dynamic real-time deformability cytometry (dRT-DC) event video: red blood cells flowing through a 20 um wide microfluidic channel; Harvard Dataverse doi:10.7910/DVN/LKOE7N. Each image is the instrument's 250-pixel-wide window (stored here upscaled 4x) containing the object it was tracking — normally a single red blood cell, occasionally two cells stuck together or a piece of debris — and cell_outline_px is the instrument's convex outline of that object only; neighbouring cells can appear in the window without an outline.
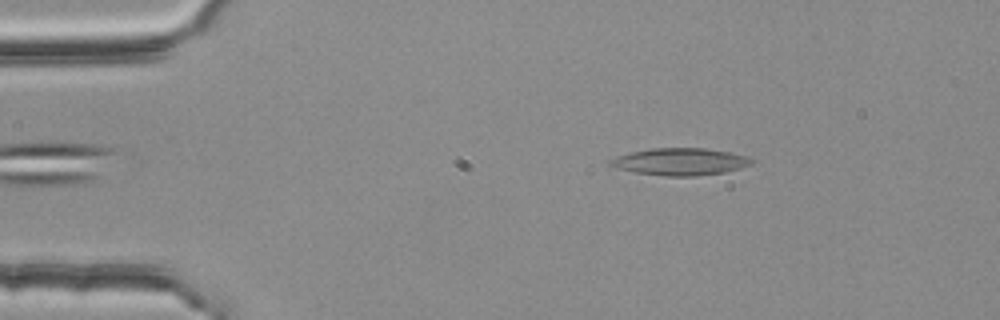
{"species": "common noctule bat (a hibernating species)", "species_latin": "Nyctalus noctula", "temperature_condition": "room temperature", "stored_images_in_passage": 53, "camera_frame_rate_fps": 3000, "um_per_image_px": 0.085, "animal": {"sex": "female", "body_mass_g": 25.1}, "frame": {"image": 1, "passage_image": 6, "time_ms": 1.667, "image_size_px": [1000, 320], "cell_outline_px": [[756, 160], [752, 164], [740, 168], [724, 172], [696, 176], [664, 176], [636, 172], [616, 168], [608, 164], [608, 160], [616, 156], [632, 152], [652, 148], [704, 148], [732, 152]], "centroid_in_image_um": [57.82, 13.74], "position_along_channel_um": 27.2, "area_um2": 22.37}}
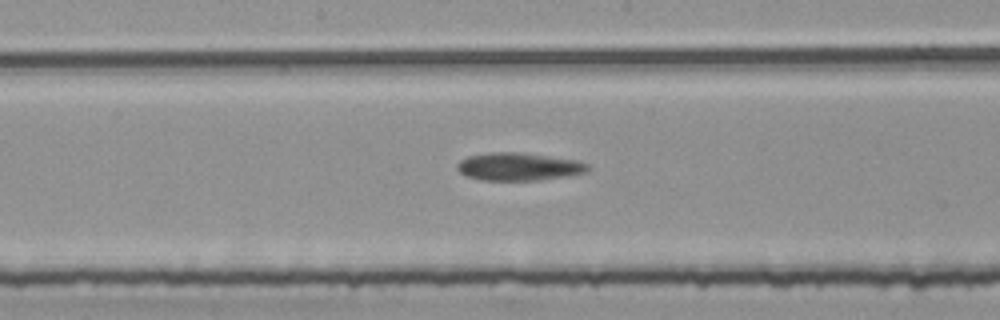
{"frame": {"image": 2, "passage_image": 26, "time_ms": 8.333, "image_size_px": [1000, 320], "cell_outline_px": [[588, 172], [564, 176], [536, 180], [484, 180], [468, 176], [460, 172], [456, 168], [456, 164], [460, 160], [468, 156], [488, 152], [520, 152], [580, 160], [588, 164]], "centroid_in_image_um": [44.09, 14.15], "position_along_channel_um": 204.1, "area_um2": 21.15}}
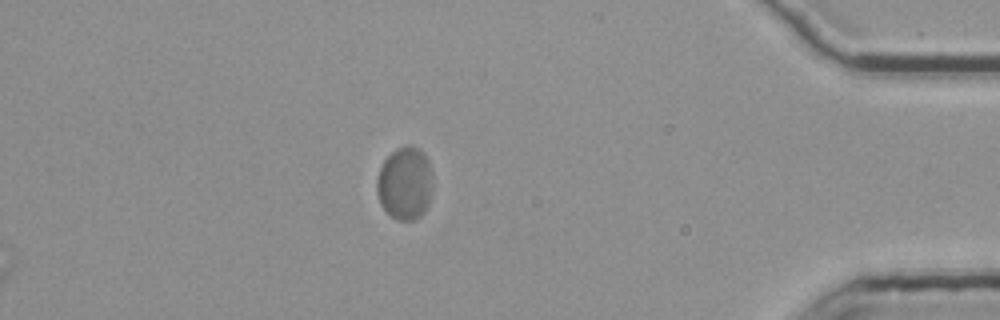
{"frame": {"image": 3, "passage_image": 46, "time_ms": 15.0, "image_size_px": [1000, 320], "cell_outline_px": [[432, 188], [428, 204], [424, 212], [420, 216], [412, 220], [396, 220], [380, 204], [376, 192], [376, 180], [380, 168], [384, 160], [396, 148], [408, 144], [412, 144], [420, 148], [424, 152], [428, 164], [432, 180]], "centroid_in_image_um": [34.4, 15.56], "position_along_channel_um": 400.8, "area_um2": 23.87}}